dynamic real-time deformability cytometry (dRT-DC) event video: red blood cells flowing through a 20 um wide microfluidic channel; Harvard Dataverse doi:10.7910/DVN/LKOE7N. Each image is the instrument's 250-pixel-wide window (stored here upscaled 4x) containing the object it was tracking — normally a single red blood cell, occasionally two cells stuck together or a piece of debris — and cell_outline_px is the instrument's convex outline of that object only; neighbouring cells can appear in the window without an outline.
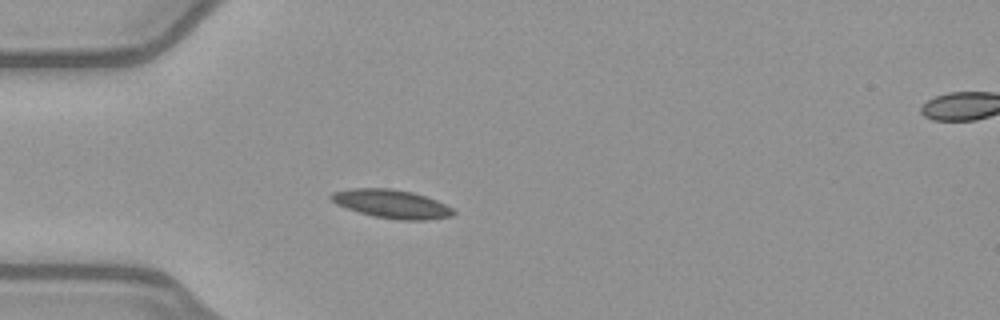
{"species": "common noctule bat (a hibernating species)", "species_latin": "Nyctalus noctula", "temperature_condition": "warm", "stored_images_in_passage": 40, "camera_frame_rate_fps": 3000, "um_per_image_px": 0.085, "animal": {"sex": "female", "body_mass_g": 21.9}, "frame": {"image": 1, "passage_image": 7, "time_ms": 2.0, "image_size_px": [1000, 320], "cell_outline_px": [[456, 212], [452, 216], [424, 220], [400, 220], [372, 216], [336, 204], [328, 196], [332, 192], [348, 188], [392, 188], [412, 192], [436, 200], [452, 208]], "centroid_in_image_um": [33.26, 17.32], "position_along_channel_um": 51.7, "area_um2": 20.29}}
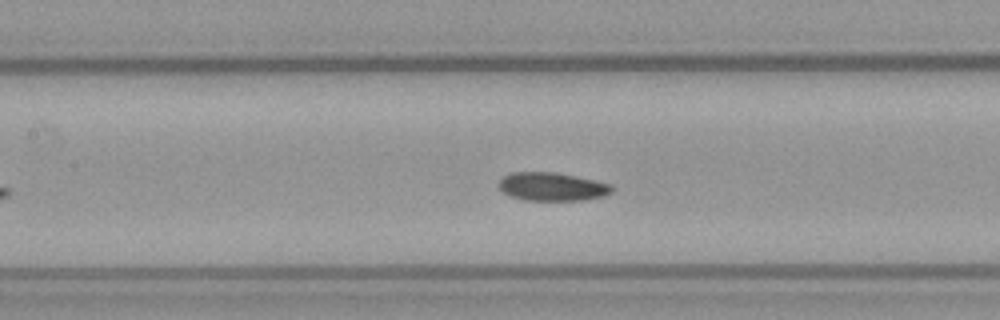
{"frame": {"image": 2, "passage_image": 16, "time_ms": 5.0, "image_size_px": [1000, 320], "cell_outline_px": [[612, 192], [604, 196], [584, 200], [524, 200], [512, 196], [504, 192], [496, 184], [504, 176], [512, 172], [556, 172], [596, 180], [612, 184]], "centroid_in_image_um": [46.95, 15.86], "position_along_channel_um": 160.5, "area_um2": 18.73}}
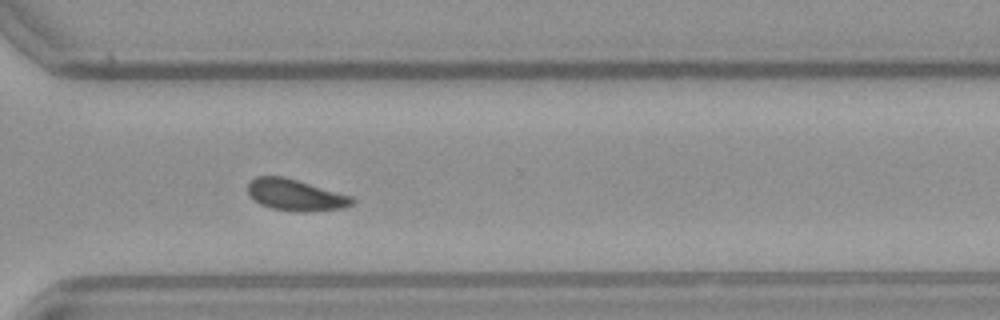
{"frame": {"image": 3, "passage_image": 30, "time_ms": 9.667, "image_size_px": [1000, 320], "cell_outline_px": [[356, 200], [352, 204], [344, 208], [308, 212], [296, 212], [272, 208], [260, 204], [248, 192], [248, 184], [256, 176], [284, 176], [352, 196]], "centroid_in_image_um": [25.15, 16.58], "position_along_channel_um": 345.4, "area_um2": 19.07}, "authors_computed_cell_mechanics": {"area_um2": 19.0162, "velocity_mm_per_s": 3.9761, "shape_relaxation_time_tau1_ms": 3.1199, "shape_relaxation_time_tau2_ms": 3.6002, "deformation_change_tau1": 0.1028, "deformation_change_tau2": 0.0885}}